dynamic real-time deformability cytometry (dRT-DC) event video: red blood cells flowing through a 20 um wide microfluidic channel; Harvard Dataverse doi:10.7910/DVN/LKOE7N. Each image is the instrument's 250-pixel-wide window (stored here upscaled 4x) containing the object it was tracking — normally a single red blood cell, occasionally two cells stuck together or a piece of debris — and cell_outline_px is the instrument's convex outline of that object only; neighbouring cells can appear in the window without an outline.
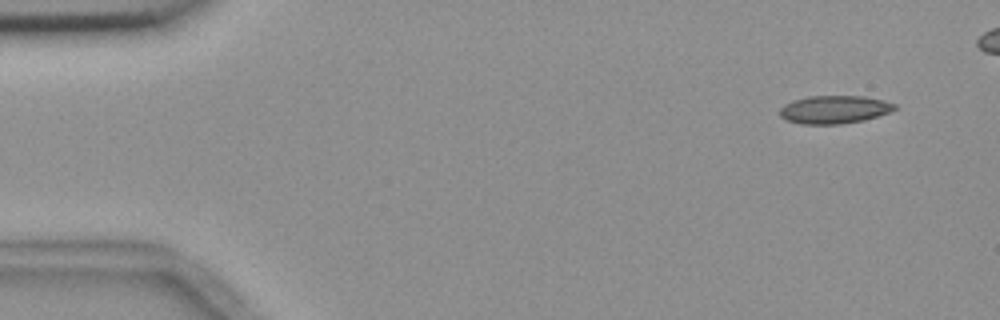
{"species": "common noctule bat (a hibernating species)", "species_latin": "Nyctalus noctula", "temperature_condition": "room temperature", "stored_images_in_passage": 3, "camera_frame_rate_fps": 3000, "um_per_image_px": 0.085, "animal": {"sex": "female", "body_mass_g": 18.4}, "frame": {"image": 1, "passage_image": 1, "time_ms": 0.0, "image_size_px": [1000, 320], "cell_outline_px": [[896, 108], [888, 112], [864, 120], [840, 124], [800, 124], [788, 120], [780, 116], [780, 108], [784, 104], [792, 100], [808, 96], [864, 96], [884, 100], [896, 104]], "centroid_in_image_um": [70.89, 9.3], "position_along_channel_um": 14.1, "area_um2": 18.73}}